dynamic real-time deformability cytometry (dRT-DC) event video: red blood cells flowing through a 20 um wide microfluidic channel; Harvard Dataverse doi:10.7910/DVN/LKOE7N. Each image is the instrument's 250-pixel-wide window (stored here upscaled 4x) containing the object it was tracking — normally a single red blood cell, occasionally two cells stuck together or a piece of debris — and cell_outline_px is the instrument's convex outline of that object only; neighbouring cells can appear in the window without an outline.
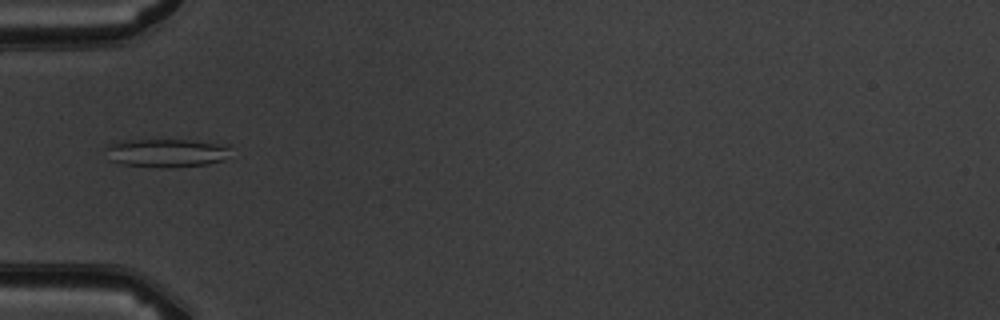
{"species": "common noctule bat (a hibernating species)", "species_latin": "Nyctalus noctula", "temperature_condition": "warm", "stored_images_in_passage": 6, "camera_frame_rate_fps": 3000, "um_per_image_px": 0.085, "animal": {"sex": "male", "body_mass_g": 19.5, "forearm_length_mm": 54.6}, "frame": {"image": 1, "passage_image": 6, "time_ms": 5.667, "image_size_px": [1000, 320], "cell_outline_px": [[232, 144], [220, 160], [208, 164], [172, 168], [168, 168], [120, 164], [108, 160], [104, 148], [108, 144], [120, 140], [192, 140]], "centroid_in_image_um": [14.06, 12.99], "position_along_channel_um": 70.9, "area_um2": 20.92}}